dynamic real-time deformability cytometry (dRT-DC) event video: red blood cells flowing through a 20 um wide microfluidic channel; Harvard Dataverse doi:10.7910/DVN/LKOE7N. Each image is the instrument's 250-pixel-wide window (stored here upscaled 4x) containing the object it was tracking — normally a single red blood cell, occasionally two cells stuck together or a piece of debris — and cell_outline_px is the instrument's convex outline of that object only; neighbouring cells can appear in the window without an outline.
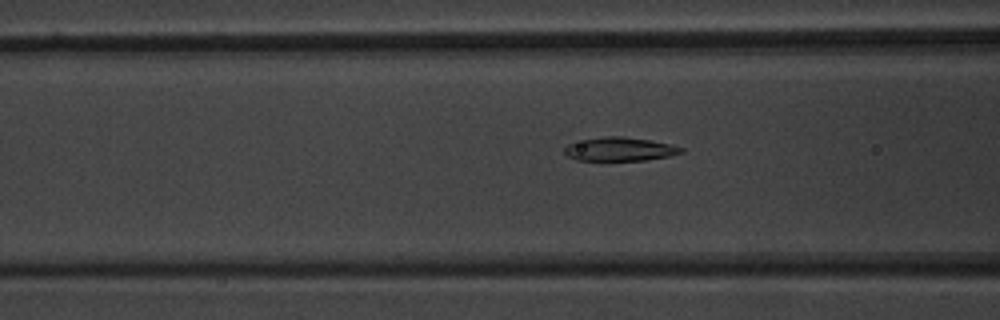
{"species": "common noctule bat (a hibernating species)", "species_latin": "Nyctalus noctula", "temperature_condition": "warm", "stored_images_in_passage": 34, "camera_frame_rate_fps": 3000, "um_per_image_px": 0.085, "animal": {"sex": "male", "body_mass_g": 20.1, "forearm_length_mm": 53.5}, "frame": {"image": 1, "passage_image": 8, "time_ms": 2.333, "image_size_px": [1000, 320], "cell_outline_px": [[684, 152], [668, 156], [644, 160], [576, 160], [568, 156], [564, 152], [564, 148], [568, 144], [584, 140], [604, 136], [624, 136], [648, 140], [668, 144], [684, 148]], "centroid_in_image_um": [52.67, 12.68], "position_along_channel_um": 113.9, "area_um2": 15.84}}
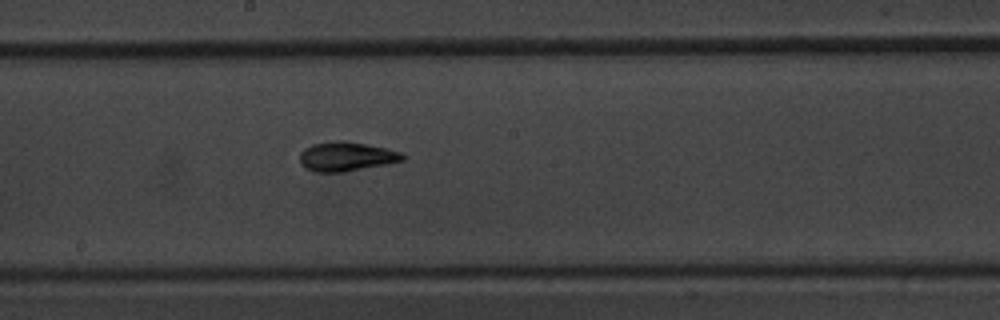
{"frame": {"image": 2, "passage_image": 16, "time_ms": 5.0, "image_size_px": [1000, 320], "cell_outline_px": [[404, 160], [388, 164], [340, 172], [312, 172], [304, 168], [300, 164], [300, 152], [304, 148], [312, 144], [336, 140], [344, 140], [384, 148], [400, 152], [404, 156]], "centroid_in_image_um": [29.37, 13.31], "position_along_channel_um": 218.8, "area_um2": 17.51}}
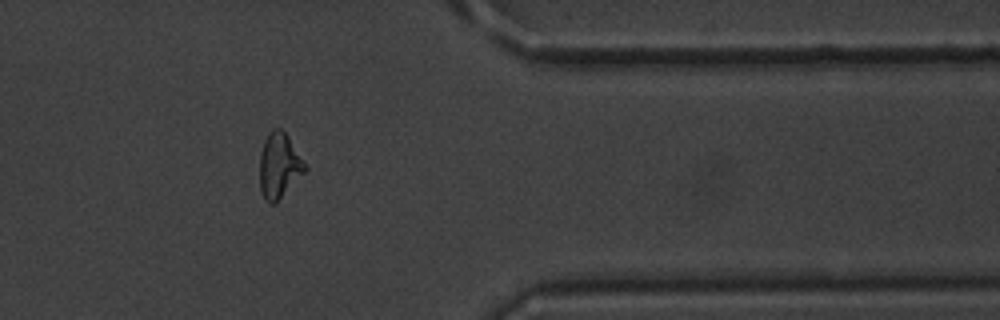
{"frame": {"image": 3, "passage_image": 30, "time_ms": 9.667, "image_size_px": [1000, 320], "cell_outline_px": [[308, 168], [276, 204], [268, 204], [264, 200], [260, 188], [260, 152], [264, 140], [268, 132], [272, 128], [280, 128], [288, 136]], "centroid_in_image_um": [23.71, 14.1], "position_along_channel_um": 387.7, "area_um2": 17.34}, "authors_computed_cell_mechanics": {"area_um2": 16.5886, "velocity_mm_per_s": 3.9259, "shape_relaxation_time_tau1_ms": 5.0885, "shape_relaxation_time_tau2_ms": 2.4883, "deformation_change_tau1": 0.1936, "deformation_change_tau2": 0.0964}}